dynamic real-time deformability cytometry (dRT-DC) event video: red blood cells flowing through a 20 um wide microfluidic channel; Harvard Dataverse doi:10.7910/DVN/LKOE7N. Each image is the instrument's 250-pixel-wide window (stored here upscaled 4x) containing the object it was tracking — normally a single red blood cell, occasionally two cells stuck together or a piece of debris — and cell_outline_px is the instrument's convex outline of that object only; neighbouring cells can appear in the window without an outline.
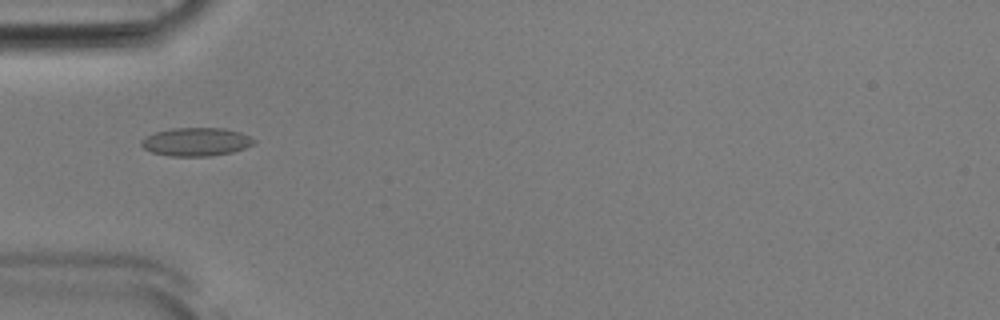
{"species": "Egyptian fruit bat (a non-hibernating species)", "species_latin": "Rousettus aegyptiacus", "temperature_condition": "room temperature", "stored_images_in_passage": 52, "camera_frame_rate_fps": 3000, "um_per_image_px": 0.085, "animal": {"sex": "male"}, "frame": {"image": 1, "passage_image": 17, "time_ms": 5.333, "image_size_px": [1000, 320], "cell_outline_px": [[256, 140], [252, 144], [244, 148], [232, 152], [212, 156], [172, 156], [152, 152], [144, 148], [140, 144], [140, 140], [156, 132], [172, 128], [224, 128], [240, 132]], "centroid_in_image_um": [16.67, 12.05], "position_along_channel_um": 68.3, "area_um2": 18.44}}
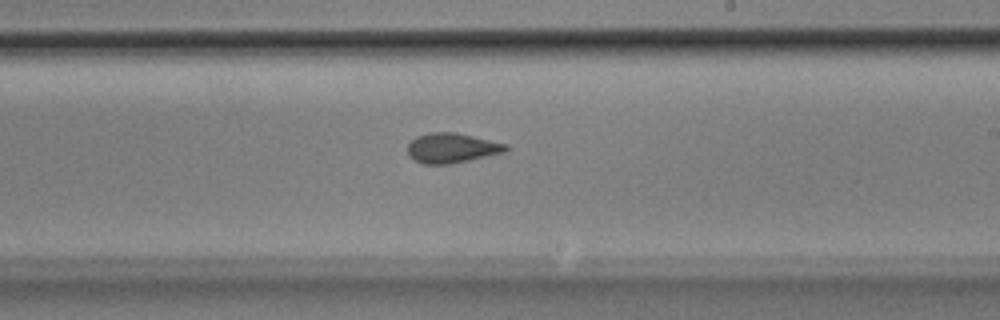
{"frame": {"image": 2, "passage_image": 31, "time_ms": 10.0, "image_size_px": [1000, 320], "cell_outline_px": [[508, 148], [504, 152], [452, 164], [424, 164], [408, 156], [408, 144], [416, 136], [428, 132], [456, 132], [508, 144]], "centroid_in_image_um": [38.39, 12.57], "position_along_channel_um": 250.6, "area_um2": 17.11}}
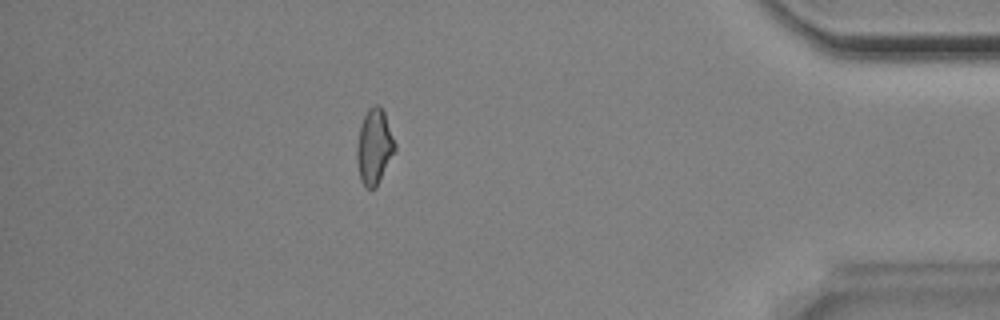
{"frame": {"image": 3, "passage_image": 46, "time_ms": 15.0, "image_size_px": [1000, 320], "cell_outline_px": [[396, 148], [376, 188], [364, 188], [360, 180], [356, 160], [356, 144], [360, 124], [368, 108], [376, 104], [380, 104], [384, 112], [396, 144]], "centroid_in_image_um": [31.79, 12.47], "position_along_channel_um": 403.4, "area_um2": 16.88}, "authors_computed_cell_mechanics": {"area_um2": 16.9354, "velocity_mm_per_s": 3.9015, "shape_relaxation_time_tau1_ms": 3.9426, "shape_relaxation_time_tau2_ms": 1.4138, "deformation_change_tau1": 0.119, "deformation_change_tau2": 0.0879}}